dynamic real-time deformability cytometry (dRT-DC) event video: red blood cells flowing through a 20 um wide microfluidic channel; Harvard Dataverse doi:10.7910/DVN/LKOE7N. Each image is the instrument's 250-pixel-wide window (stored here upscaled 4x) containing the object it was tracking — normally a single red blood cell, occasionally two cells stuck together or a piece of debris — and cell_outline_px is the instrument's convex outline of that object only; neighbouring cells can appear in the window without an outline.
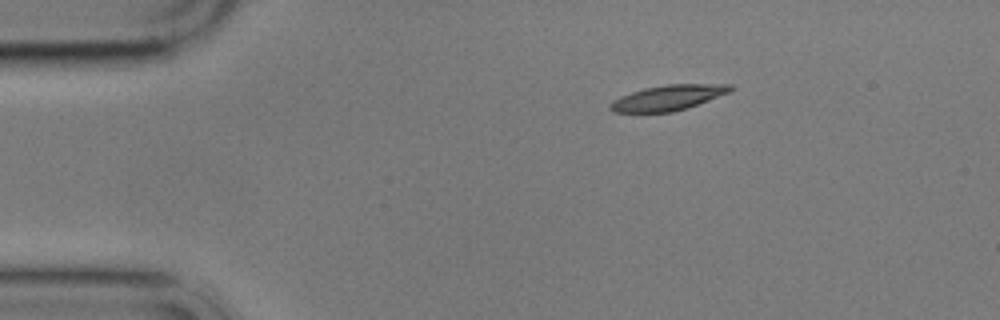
{"species": "common noctule bat (a hibernating species)", "species_latin": "Nyctalus noctula", "temperature_condition": "cold", "stored_images_in_passage": 3, "camera_frame_rate_fps": 3000, "um_per_image_px": 0.085, "animal": {"sex": "male", "body_mass_g": 17.9}, "frame": {"image": 1, "passage_image": 1, "time_ms": 0.0, "image_size_px": [1000, 320], "cell_outline_px": [[736, 88], [728, 92], [688, 108], [672, 112], [612, 112], [608, 108], [608, 104], [612, 100], [620, 96], [644, 88], [668, 84], [732, 84]], "centroid_in_image_um": [56.75, 8.3], "position_along_channel_um": 28.2, "area_um2": 17.74}}
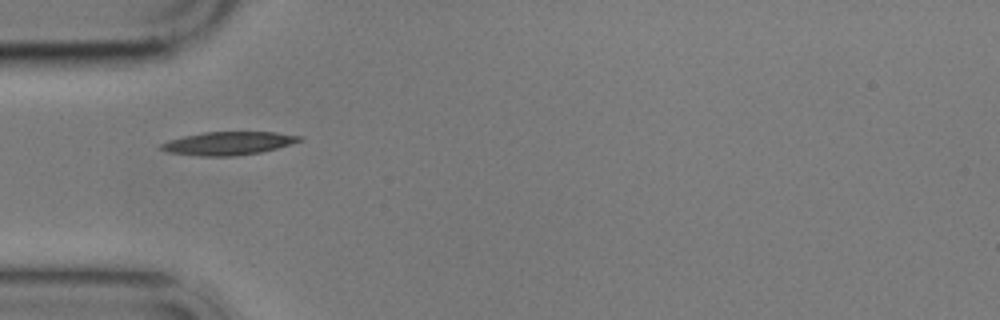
{"frame": {"image": 2, "passage_image": 3, "time_ms": 2.667, "image_size_px": [1000, 320], "cell_outline_px": [[304, 140], [292, 144], [260, 152], [236, 156], [200, 156], [168, 152], [160, 148], [160, 144], [168, 140], [184, 136], [204, 132], [276, 132], [304, 136]], "centroid_in_image_um": [19.45, 12.18], "position_along_channel_um": 65.6, "area_um2": 18.79}}